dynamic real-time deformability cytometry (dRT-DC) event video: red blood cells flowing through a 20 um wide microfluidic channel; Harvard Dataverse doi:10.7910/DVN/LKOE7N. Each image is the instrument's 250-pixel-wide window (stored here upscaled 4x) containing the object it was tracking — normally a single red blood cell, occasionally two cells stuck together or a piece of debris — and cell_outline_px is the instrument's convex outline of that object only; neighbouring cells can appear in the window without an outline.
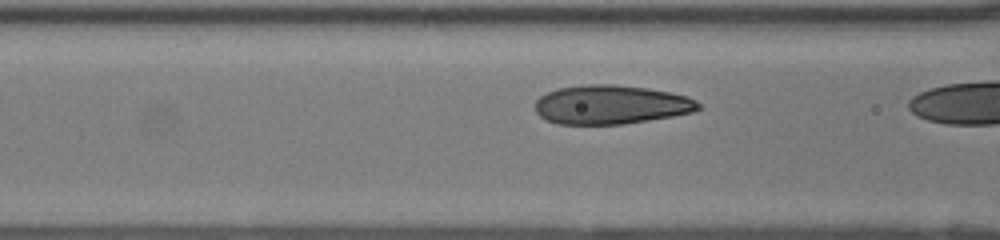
{"species": "human", "species_latin": "Homo sapiens", "temperature_condition": "room temperature", "stored_images_in_passage": 8, "camera_frame_rate_fps": 3000, "um_per_image_px": 0.085, "donor": {"sex": "female"}, "frame": {"image": 1, "passage_image": 7, "time_ms": 2.0, "image_size_px": [1000, 240], "cell_outline_px": [[700, 108], [692, 112], [672, 116], [624, 124], [556, 124], [544, 120], [536, 112], [536, 100], [540, 96], [556, 88], [588, 84], [612, 84], [644, 88], [672, 92], [688, 96], [696, 100], [700, 104]], "centroid_in_image_um": [51.91, 8.9], "position_along_channel_um": 114.7, "area_um2": 37.17}}